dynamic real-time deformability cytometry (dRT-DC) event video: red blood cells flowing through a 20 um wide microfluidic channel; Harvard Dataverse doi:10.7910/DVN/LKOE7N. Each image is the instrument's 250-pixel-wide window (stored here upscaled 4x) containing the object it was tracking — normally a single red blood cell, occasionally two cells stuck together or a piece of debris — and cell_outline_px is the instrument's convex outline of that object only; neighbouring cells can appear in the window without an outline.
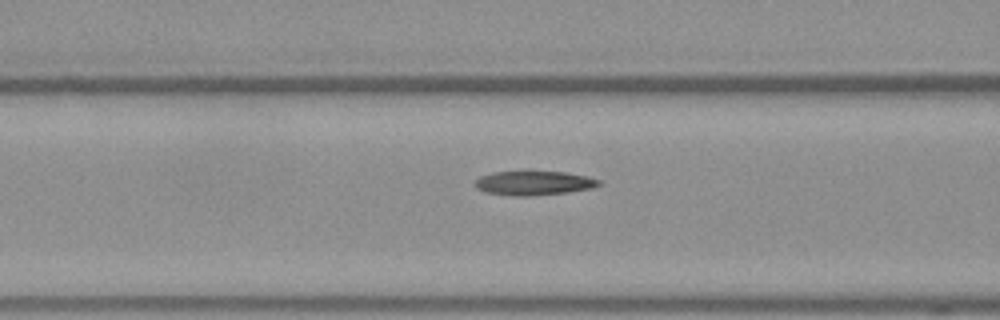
{"species": "Egyptian fruit bat (a non-hibernating species)", "species_latin": "Rousettus aegyptiacus", "temperature_condition": "warm", "stored_images_in_passage": 13, "camera_frame_rate_fps": 3000, "um_per_image_px": 0.085, "frame": {"image": 1, "passage_image": 11, "time_ms": 3.333, "image_size_px": [1000, 320], "cell_outline_px": [[604, 184], [592, 188], [568, 192], [528, 196], [512, 196], [484, 192], [476, 188], [472, 184], [480, 176], [492, 172], [528, 168], [564, 172], [588, 176], [600, 180]], "centroid_in_image_um": [45.34, 15.51], "position_along_channel_um": 121.3, "area_um2": 18.61}}